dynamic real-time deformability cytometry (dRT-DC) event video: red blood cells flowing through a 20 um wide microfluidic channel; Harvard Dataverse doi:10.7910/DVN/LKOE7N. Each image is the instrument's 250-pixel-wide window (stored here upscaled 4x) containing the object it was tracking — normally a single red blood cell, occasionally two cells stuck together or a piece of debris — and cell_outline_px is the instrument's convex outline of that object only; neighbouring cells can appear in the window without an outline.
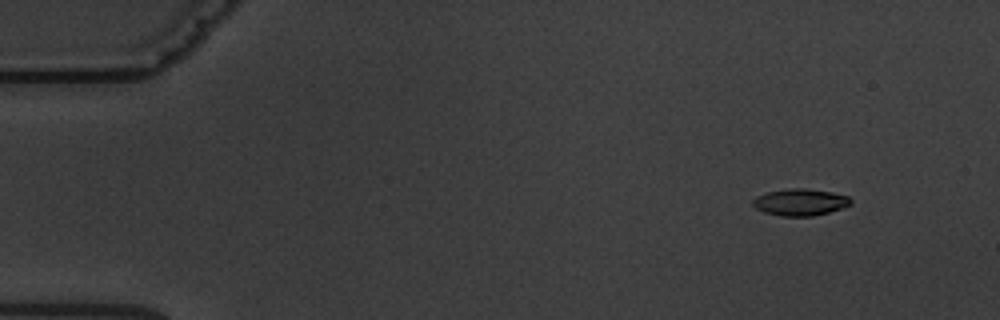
{"species": "common noctule bat (a hibernating species)", "species_latin": "Nyctalus noctula", "temperature_condition": "warm", "stored_images_in_passage": 6, "camera_frame_rate_fps": 3000, "um_per_image_px": 0.085, "animal": {"sex": "male", "body_mass_g": 19.5, "forearm_length_mm": 54.6}, "frame": {"image": 1, "passage_image": 6, "time_ms": 7.0, "image_size_px": [1000, 320], "cell_outline_px": [[852, 204], [828, 212], [812, 216], [780, 216], [764, 212], [756, 208], [752, 204], [752, 200], [756, 196], [768, 192], [788, 188], [804, 188], [832, 192], [848, 196], [852, 200]], "centroid_in_image_um": [68.0, 17.18], "position_along_channel_um": 17.0, "area_um2": 15.26}}